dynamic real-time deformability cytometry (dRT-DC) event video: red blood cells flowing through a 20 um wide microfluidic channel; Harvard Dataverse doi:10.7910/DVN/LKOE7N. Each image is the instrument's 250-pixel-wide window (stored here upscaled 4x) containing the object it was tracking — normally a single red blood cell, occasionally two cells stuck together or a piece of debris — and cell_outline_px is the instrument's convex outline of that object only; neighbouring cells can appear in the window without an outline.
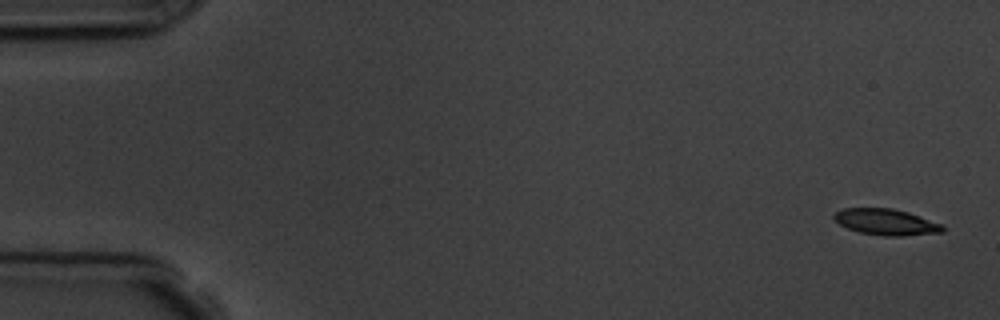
{"species": "common noctule bat (a hibernating species)", "species_latin": "Nyctalus noctula", "temperature_condition": "room temperature", "stored_images_in_passage": 6, "camera_frame_rate_fps": 3000, "um_per_image_px": 0.085, "animal": {"sex": "male", "body_mass_g": 19.5, "forearm_length_mm": 54.6}, "frame": {"image": 1, "passage_image": 1, "time_ms": 0.0, "image_size_px": [1000, 320], "cell_outline_px": [[944, 232], [900, 236], [884, 236], [860, 232], [848, 228], [840, 224], [832, 216], [836, 212], [844, 208], [892, 208], [908, 212], [944, 224]], "centroid_in_image_um": [75.36, 18.87], "position_along_channel_um": 9.6, "area_um2": 16.53}}